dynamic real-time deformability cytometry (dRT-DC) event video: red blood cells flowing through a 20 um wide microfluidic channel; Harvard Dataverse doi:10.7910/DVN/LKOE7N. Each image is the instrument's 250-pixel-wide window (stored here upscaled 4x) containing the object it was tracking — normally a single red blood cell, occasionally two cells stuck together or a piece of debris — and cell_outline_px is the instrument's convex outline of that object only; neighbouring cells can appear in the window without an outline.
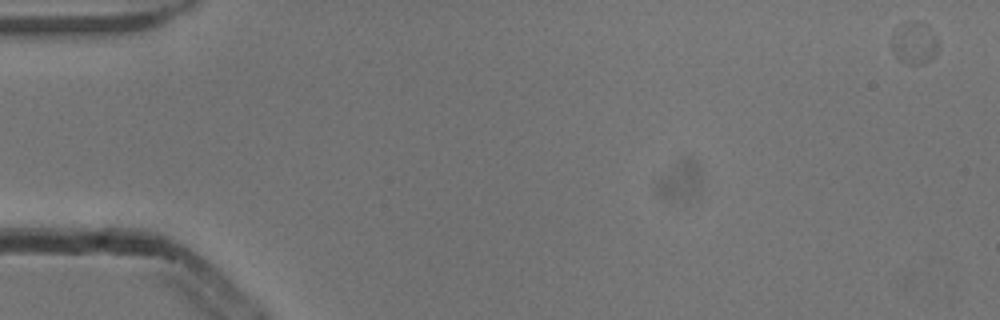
{"species": "common noctule bat (a hibernating species)", "species_latin": "Nyctalus noctula", "temperature_condition": "cold", "stored_images_in_passage": 5, "camera_frame_rate_fps": 3000, "um_per_image_px": 0.085, "animal": {"sex": "male", "body_mass_g": 13.3}, "frame": {"image": 1, "passage_image": 1, "time_ms": 0.0, "image_size_px": [1000, 320], "cell_outline_px": [[936, 56], [932, 60], [920, 64], [908, 64], [900, 60], [892, 52], [892, 44], [900, 24], [908, 20], [916, 20], [928, 24], [936, 40]], "centroid_in_image_um": [77.73, 3.65], "position_along_channel_um": 7.3, "area_um2": 11.27}}
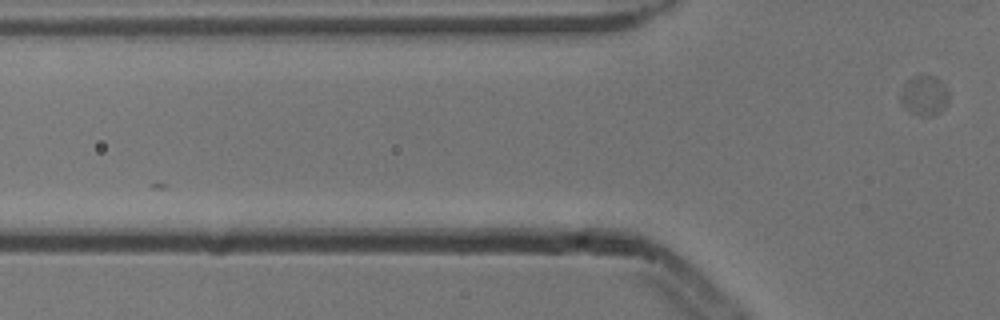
{"frame": {"image": 2, "passage_image": 5, "time_ms": 1.333, "image_size_px": [1000, 320], "cell_outline_px": [[948, 104], [940, 112], [912, 112], [900, 100], [900, 96], [904, 84], [912, 76], [936, 76], [940, 80], [948, 92]], "centroid_in_image_um": [78.59, 8.03], "position_along_channel_um": 47.2, "area_um2": 10.46}}